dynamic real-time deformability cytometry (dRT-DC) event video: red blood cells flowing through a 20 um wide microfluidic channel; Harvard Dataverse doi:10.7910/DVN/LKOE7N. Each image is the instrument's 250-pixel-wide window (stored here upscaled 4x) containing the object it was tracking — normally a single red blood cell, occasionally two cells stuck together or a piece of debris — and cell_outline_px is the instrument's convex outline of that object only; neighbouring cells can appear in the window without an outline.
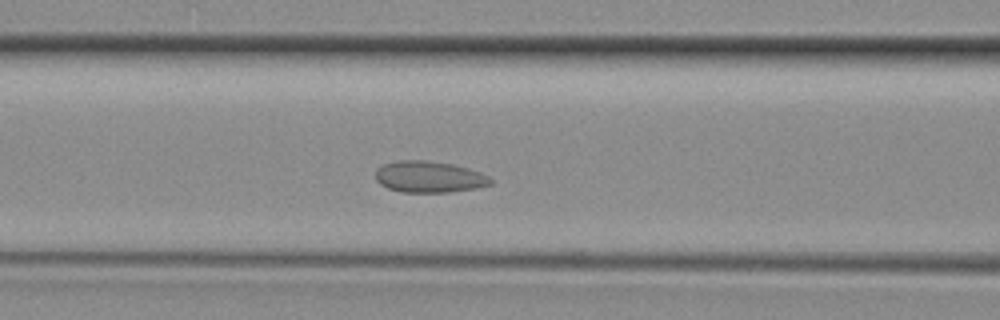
{"species": "common noctule bat (a hibernating species)", "species_latin": "Nyctalus noctula", "temperature_condition": "room temperature", "stored_images_in_passage": 31, "segment_of_instrument_passage": [1, 2], "camera_frame_rate_fps": 3000, "um_per_image_px": 0.085, "animal": {"sex": "female", "body_mass_g": 29.2, "forearm_length_mm": 56.3}, "frame": {"image": 1, "passage_image": 6, "time_ms": 1.667, "image_size_px": [1000, 320], "cell_outline_px": [[492, 184], [476, 188], [448, 192], [400, 192], [388, 188], [380, 184], [376, 180], [376, 168], [384, 164], [396, 160], [428, 160], [452, 164], [468, 168], [480, 172], [488, 176], [492, 180]], "centroid_in_image_um": [36.46, 15.03], "position_along_channel_um": 130.1, "area_um2": 21.15}}
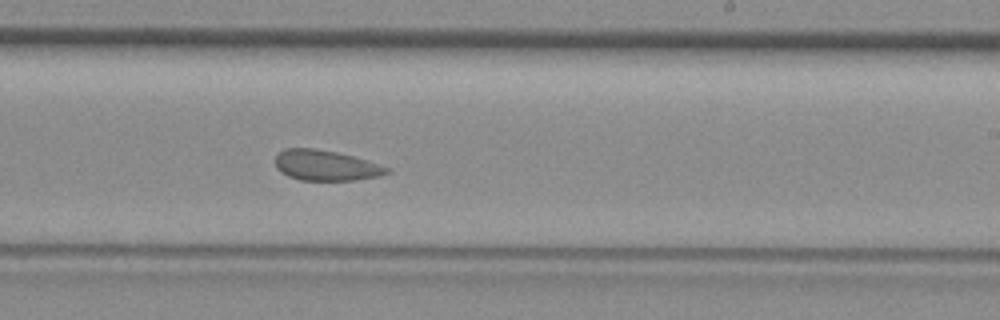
{"frame": {"image": 2, "passage_image": 14, "time_ms": 4.333, "image_size_px": [1000, 320], "cell_outline_px": [[392, 172], [380, 176], [352, 180], [300, 180], [288, 176], [280, 172], [276, 168], [276, 156], [284, 148], [312, 148], [336, 152], [352, 156], [392, 168]], "centroid_in_image_um": [27.71, 14.06], "position_along_channel_um": 261.3, "area_um2": 19.77}}
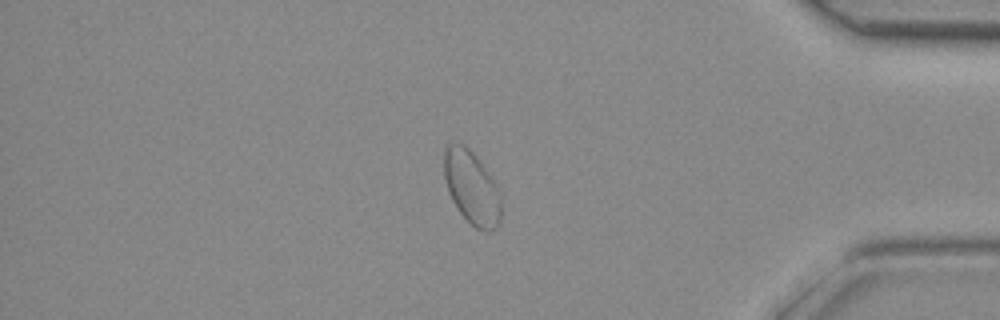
{"frame": {"image": 3, "passage_image": 24, "time_ms": 7.667, "image_size_px": [1000, 320], "cell_outline_px": [[500, 220], [496, 228], [488, 232], [484, 232], [476, 228], [456, 208], [448, 192], [444, 176], [444, 148], [448, 144], [464, 144], [480, 160], [492, 180], [500, 200]], "centroid_in_image_um": [40.06, 15.95], "position_along_channel_um": 395.1, "area_um2": 23.99}}